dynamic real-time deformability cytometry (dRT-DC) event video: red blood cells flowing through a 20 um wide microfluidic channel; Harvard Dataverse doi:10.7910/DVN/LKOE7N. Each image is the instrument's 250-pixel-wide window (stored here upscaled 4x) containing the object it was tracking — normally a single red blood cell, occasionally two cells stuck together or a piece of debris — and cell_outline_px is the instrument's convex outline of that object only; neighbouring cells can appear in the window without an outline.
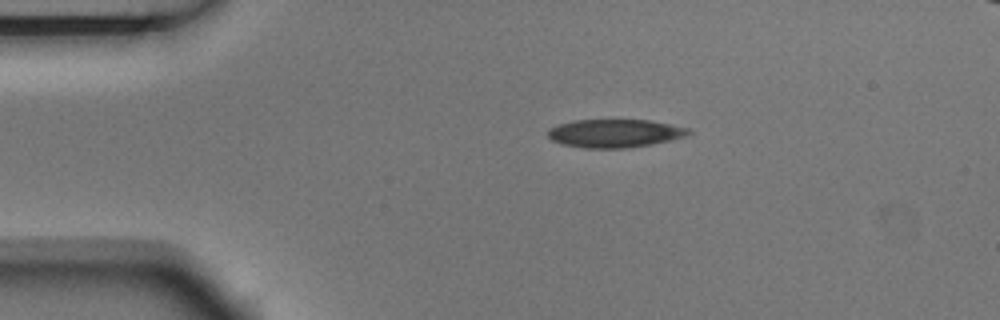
{"species": "Egyptian fruit bat (a non-hibernating species)", "species_latin": "Rousettus aegyptiacus", "temperature_condition": "room temperature", "stored_images_in_passage": 5, "camera_frame_rate_fps": 3000, "um_per_image_px": 0.085, "animal": {"sex": "male"}, "frame": {"image": 1, "passage_image": 2, "time_ms": 0.333, "image_size_px": [1000, 320], "cell_outline_px": [[692, 132], [684, 136], [672, 140], [652, 144], [628, 148], [584, 148], [564, 144], [552, 140], [548, 136], [548, 128], [572, 120], [652, 120], [688, 128]], "centroid_in_image_um": [52.26, 11.33], "position_along_channel_um": 32.7, "area_um2": 23.12}}
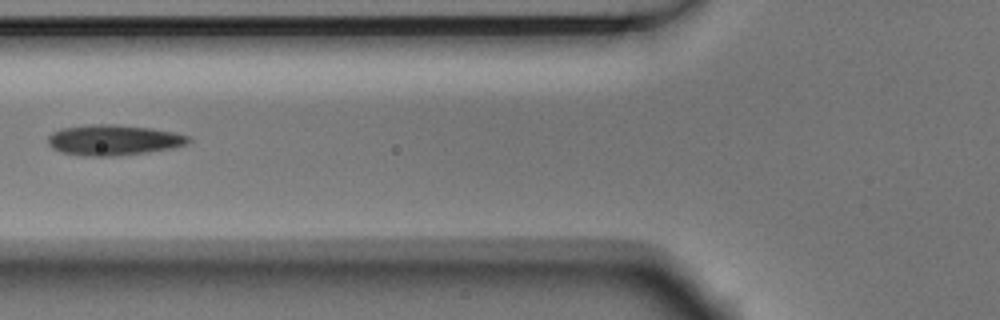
{"frame": {"image": 2, "passage_image": 4, "time_ms": 1.0, "image_size_px": [1000, 320], "cell_outline_px": [[192, 140], [184, 144], [172, 148], [144, 152], [112, 156], [84, 156], [60, 152], [52, 148], [48, 144], [48, 136], [52, 132], [60, 128], [92, 124], [116, 124], [152, 128], [176, 132], [188, 136]], "centroid_in_image_um": [9.61, 11.89], "position_along_channel_um": 116.2, "area_um2": 25.03}}
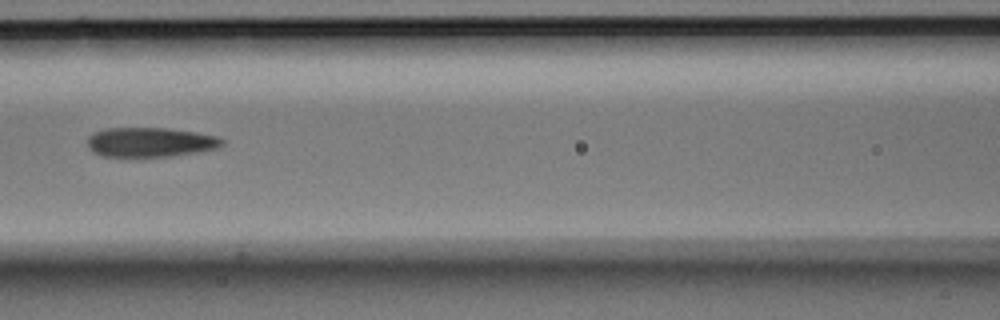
{"frame": {"image": 3, "passage_image": 5, "time_ms": 1.333, "image_size_px": [1000, 320], "cell_outline_px": [[224, 144], [216, 148], [196, 152], [172, 156], [104, 156], [92, 152], [88, 148], [88, 136], [92, 132], [104, 128], [168, 128], [196, 132], [216, 136], [224, 140]], "centroid_in_image_um": [12.74, 12.07], "position_along_channel_um": 153.9, "area_um2": 23.18}}